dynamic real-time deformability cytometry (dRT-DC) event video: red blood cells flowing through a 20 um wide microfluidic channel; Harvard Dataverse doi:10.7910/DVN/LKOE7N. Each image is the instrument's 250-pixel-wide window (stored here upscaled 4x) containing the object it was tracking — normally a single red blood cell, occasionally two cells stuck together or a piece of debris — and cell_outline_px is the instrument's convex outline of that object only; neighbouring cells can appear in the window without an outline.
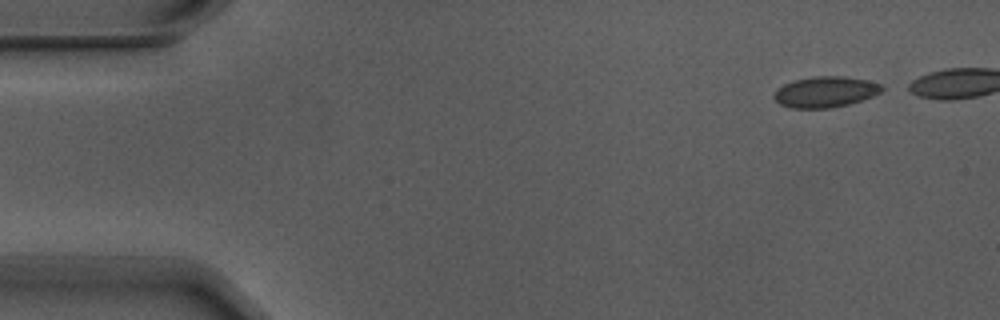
{"species": "Egyptian fruit bat (a non-hibernating species)", "species_latin": "Rousettus aegyptiacus", "temperature_condition": "warm", "stored_images_in_passage": 4, "camera_frame_rate_fps": 3000, "um_per_image_px": 0.085, "animal": {"sex": "male"}, "frame": {"image": 1, "passage_image": 1, "time_ms": 0.0, "image_size_px": [1000, 320], "cell_outline_px": [[884, 88], [880, 92], [872, 96], [848, 104], [828, 108], [792, 108], [780, 104], [772, 96], [784, 84], [796, 80], [812, 76], [844, 76], [868, 80], [884, 84]], "centroid_in_image_um": [70.19, 7.8], "position_along_channel_um": 14.8, "area_um2": 19.25}}